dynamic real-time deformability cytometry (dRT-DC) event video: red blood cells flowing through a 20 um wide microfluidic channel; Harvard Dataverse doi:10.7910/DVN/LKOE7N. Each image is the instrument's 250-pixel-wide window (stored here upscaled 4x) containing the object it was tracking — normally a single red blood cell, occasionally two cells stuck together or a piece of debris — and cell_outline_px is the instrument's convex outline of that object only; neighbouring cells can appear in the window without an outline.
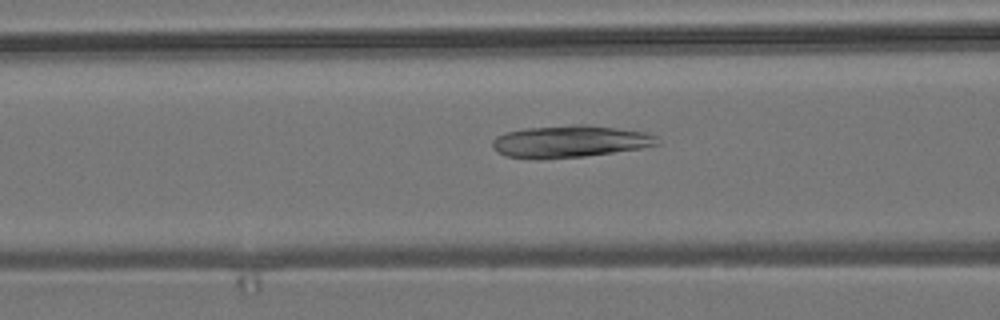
{"species": "common noctule bat (a hibernating species)", "species_latin": "Nyctalus noctula", "temperature_condition": "room temperature", "stored_images_in_passage": 53, "camera_frame_rate_fps": 3000, "um_per_image_px": 0.085, "animal": {"sex": "male", "body_mass_g": 19.2, "forearm_length_mm": 51.8}, "frame": {"image": 1, "passage_image": 21, "time_ms": 6.667, "image_size_px": [1000, 320], "cell_outline_px": [[660, 144], [640, 148], [584, 156], [540, 160], [536, 160], [508, 156], [496, 152], [492, 148], [492, 140], [496, 136], [504, 132], [524, 128], [572, 124], [584, 124], [648, 132], [656, 136]], "centroid_in_image_um": [48.39, 12.02], "position_along_channel_um": 118.2, "area_um2": 31.15}}
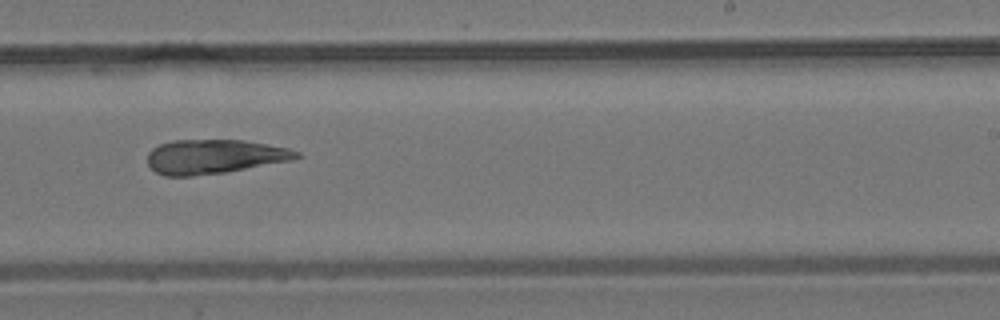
{"frame": {"image": 2, "passage_image": 33, "time_ms": 10.667, "image_size_px": [1000, 320], "cell_outline_px": [[300, 156], [292, 160], [224, 172], [192, 176], [164, 176], [156, 172], [148, 164], [148, 152], [152, 148], [160, 144], [172, 140], [244, 140], [288, 148], [300, 152]], "centroid_in_image_um": [18.19, 13.3], "position_along_channel_um": 270.8, "area_um2": 29.59}}
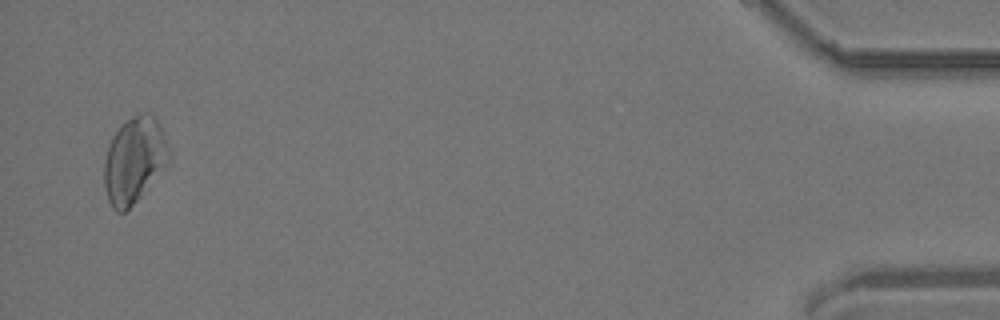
{"frame": {"image": 3, "passage_image": 52, "time_ms": 17.0, "image_size_px": [1000, 320], "cell_outline_px": [[168, 164], [140, 196], [124, 212], [116, 212], [112, 208], [108, 200], [104, 188], [104, 160], [112, 136], [120, 124], [132, 116], [140, 112], [144, 112], [152, 116], [156, 120], [164, 132], [168, 144]], "centroid_in_image_um": [11.39, 13.59], "position_along_channel_um": 423.8, "area_um2": 32.25}}